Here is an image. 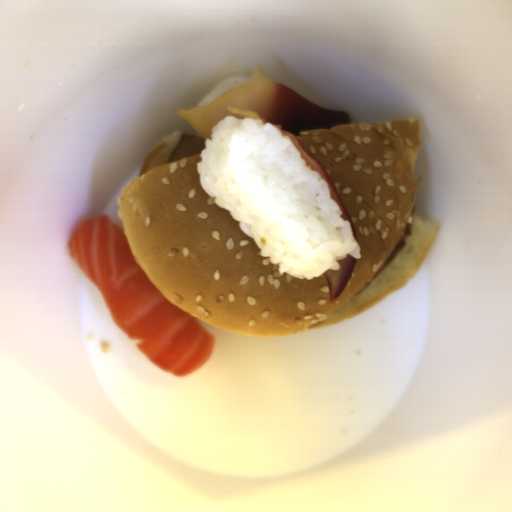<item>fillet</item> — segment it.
Here are the masks:
<instances>
[{"mask_svg": "<svg viewBox=\"0 0 512 512\" xmlns=\"http://www.w3.org/2000/svg\"><path fill=\"white\" fill-rule=\"evenodd\" d=\"M69 256L99 289L111 320L160 369L184 378L205 365L216 340L197 317L172 304L135 261L109 215L79 224Z\"/></svg>", "mask_w": 512, "mask_h": 512, "instance_id": "25842a12", "label": "fillet"}, {"mask_svg": "<svg viewBox=\"0 0 512 512\" xmlns=\"http://www.w3.org/2000/svg\"><path fill=\"white\" fill-rule=\"evenodd\" d=\"M248 77L244 83L221 92L213 101L191 109L178 110L174 115L186 120L202 139L209 140H212V126L227 116L240 120L250 118L275 125L282 135L290 136L307 166L327 181L330 198L340 206V217L349 221L352 234L358 242L353 221L334 182L297 138L300 132L330 130L338 125H349L351 119L348 113L321 107L283 83L274 82L263 73L259 65L253 68Z\"/></svg>", "mask_w": 512, "mask_h": 512, "instance_id": "e2c912f1", "label": "fillet"}, {"mask_svg": "<svg viewBox=\"0 0 512 512\" xmlns=\"http://www.w3.org/2000/svg\"><path fill=\"white\" fill-rule=\"evenodd\" d=\"M358 259L347 253V257L335 260L339 263V270H327L324 276L329 284V298L333 303L344 291Z\"/></svg>", "mask_w": 512, "mask_h": 512, "instance_id": "e495c32b", "label": "fillet"}]
</instances>
